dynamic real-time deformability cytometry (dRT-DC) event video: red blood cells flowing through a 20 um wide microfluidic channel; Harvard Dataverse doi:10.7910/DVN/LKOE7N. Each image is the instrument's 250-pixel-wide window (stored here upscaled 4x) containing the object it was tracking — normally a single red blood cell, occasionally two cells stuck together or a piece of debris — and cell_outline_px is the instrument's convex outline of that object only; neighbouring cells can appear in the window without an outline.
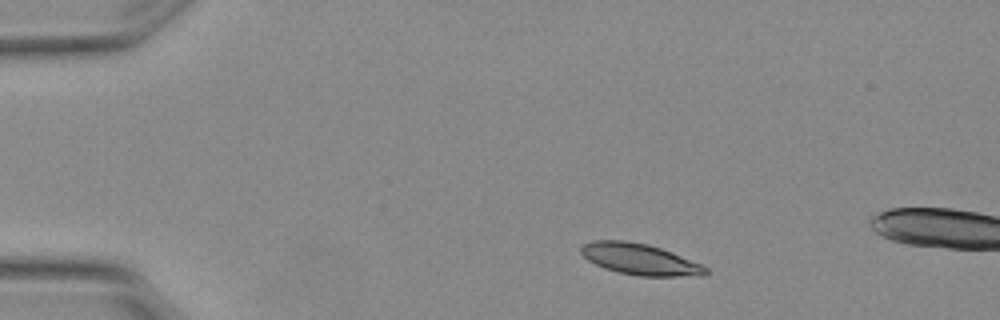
{"species": "Egyptian fruit bat (a non-hibernating species)", "species_latin": "Rousettus aegyptiacus", "temperature_condition": "warm", "stored_images_in_passage": 3, "camera_frame_rate_fps": 3000, "um_per_image_px": 0.085, "animal": {"sex": "female"}, "frame": {"image": 1, "passage_image": 1, "time_ms": 0.0, "image_size_px": [1000, 320], "cell_outline_px": [[708, 272], [704, 276], [636, 276], [616, 272], [604, 268], [588, 260], [580, 252], [580, 248], [584, 244], [592, 240], [624, 240], [648, 244], [672, 252], [700, 264], [708, 268]], "centroid_in_image_um": [54.38, 22.04], "position_along_channel_um": 30.6, "area_um2": 22.72}}